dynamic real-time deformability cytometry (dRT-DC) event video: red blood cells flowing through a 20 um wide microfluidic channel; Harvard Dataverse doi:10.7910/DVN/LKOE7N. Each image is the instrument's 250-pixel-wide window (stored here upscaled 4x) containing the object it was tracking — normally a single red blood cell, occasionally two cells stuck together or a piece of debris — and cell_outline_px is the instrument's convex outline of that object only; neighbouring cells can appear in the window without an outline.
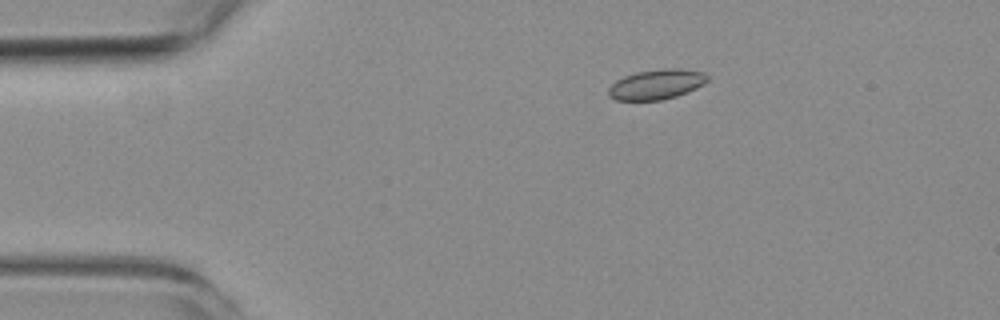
{"species": "common noctule bat (a hibernating species)", "species_latin": "Nyctalus noctula", "temperature_condition": "room temperature", "stored_images_in_passage": 3, "camera_frame_rate_fps": 3000, "um_per_image_px": 0.085, "animal": {"sex": "female", "body_mass_g": 19.3, "forearm_length_mm": 54.1}, "frame": {"image": 1, "passage_image": 1, "time_ms": 0.0, "image_size_px": [1000, 320], "cell_outline_px": [[708, 80], [704, 84], [688, 92], [676, 96], [660, 100], [616, 100], [608, 96], [608, 88], [616, 80], [624, 76], [636, 72], [664, 68], [680, 68], [704, 72], [708, 76]], "centroid_in_image_um": [55.8, 7.16], "position_along_channel_um": 29.2, "area_um2": 17.4}}